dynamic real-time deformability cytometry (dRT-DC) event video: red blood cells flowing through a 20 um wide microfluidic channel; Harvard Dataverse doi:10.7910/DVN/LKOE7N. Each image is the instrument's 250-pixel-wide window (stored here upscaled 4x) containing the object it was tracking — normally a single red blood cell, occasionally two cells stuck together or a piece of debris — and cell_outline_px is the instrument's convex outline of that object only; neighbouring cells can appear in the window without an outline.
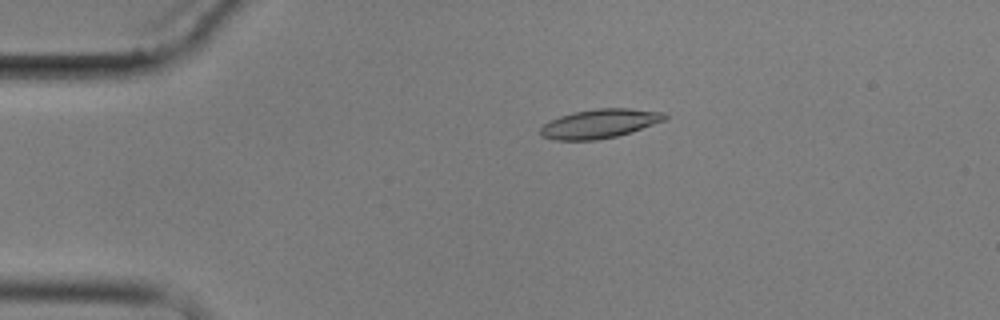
{"species": "common noctule bat (a hibernating species)", "species_latin": "Nyctalus noctula", "temperature_condition": "cold", "stored_images_in_passage": 4, "camera_frame_rate_fps": 3000, "um_per_image_px": 0.085, "animal": {"sex": "male", "body_mass_g": 17.9}, "frame": {"image": 1, "passage_image": 3, "time_ms": 2.667, "image_size_px": [1000, 320], "cell_outline_px": [[668, 116], [664, 120], [632, 132], [616, 136], [596, 140], [552, 140], [540, 136], [540, 128], [544, 124], [560, 116], [576, 112], [596, 108], [628, 108], [664, 112]], "centroid_in_image_um": [50.96, 10.51], "position_along_channel_um": 34.0, "area_um2": 20.98}}